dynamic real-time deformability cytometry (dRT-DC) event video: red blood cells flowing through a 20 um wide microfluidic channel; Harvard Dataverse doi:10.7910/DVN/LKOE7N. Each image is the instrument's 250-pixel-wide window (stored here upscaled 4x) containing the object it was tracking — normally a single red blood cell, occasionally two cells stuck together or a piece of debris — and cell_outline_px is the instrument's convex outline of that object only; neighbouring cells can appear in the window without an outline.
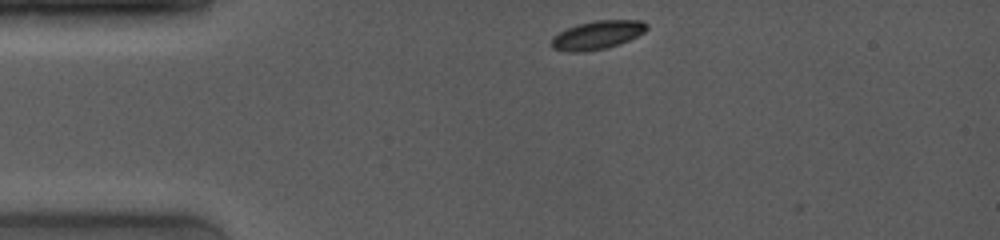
{"species": "common noctule bat (a hibernating species)", "species_latin": "Nyctalus noctula", "temperature_condition": "room temperature", "stored_images_in_passage": 2, "camera_frame_rate_fps": 4000, "um_per_image_px": 0.085, "animal": {"sex": "female", "body_mass_g": 19.0, "forearm_length_mm": 53.3}, "frame": {"image": 1, "passage_image": 1, "time_ms": 0.0, "image_size_px": [1000, 240], "cell_outline_px": [[648, 28], [644, 32], [628, 40], [604, 48], [576, 52], [568, 52], [552, 48], [552, 36], [576, 24], [596, 20], [640, 20], [648, 24]], "centroid_in_image_um": [50.76, 2.96], "position_along_channel_um": 34.2, "area_um2": 15.55}}